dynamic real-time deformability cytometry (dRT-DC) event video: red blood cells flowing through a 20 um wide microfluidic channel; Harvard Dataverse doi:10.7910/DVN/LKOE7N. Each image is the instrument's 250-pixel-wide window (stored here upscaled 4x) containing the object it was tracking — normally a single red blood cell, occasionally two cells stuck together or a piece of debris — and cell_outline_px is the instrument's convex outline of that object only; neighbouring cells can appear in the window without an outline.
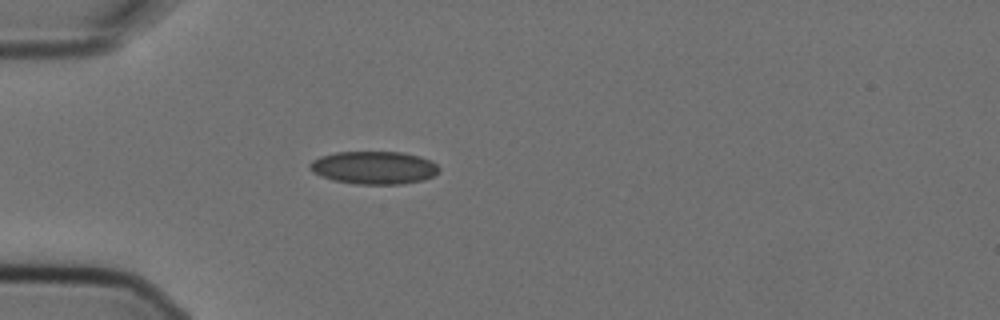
{"species": "Egyptian fruit bat (a non-hibernating species)", "species_latin": "Rousettus aegyptiacus", "temperature_condition": "cold", "stored_images_in_passage": 2, "camera_frame_rate_fps": 3000, "um_per_image_px": 0.085, "animal": {"sex": "female"}, "frame": {"image": 1, "passage_image": 1, "time_ms": 0.0, "image_size_px": [1000, 320], "cell_outline_px": [[440, 172], [424, 180], [400, 184], [356, 184], [332, 180], [320, 176], [312, 172], [308, 168], [308, 164], [312, 160], [320, 156], [336, 152], [404, 152], [420, 156], [432, 160], [440, 168]], "centroid_in_image_um": [31.78, 14.25], "position_along_channel_um": 53.2, "area_um2": 25.09}}